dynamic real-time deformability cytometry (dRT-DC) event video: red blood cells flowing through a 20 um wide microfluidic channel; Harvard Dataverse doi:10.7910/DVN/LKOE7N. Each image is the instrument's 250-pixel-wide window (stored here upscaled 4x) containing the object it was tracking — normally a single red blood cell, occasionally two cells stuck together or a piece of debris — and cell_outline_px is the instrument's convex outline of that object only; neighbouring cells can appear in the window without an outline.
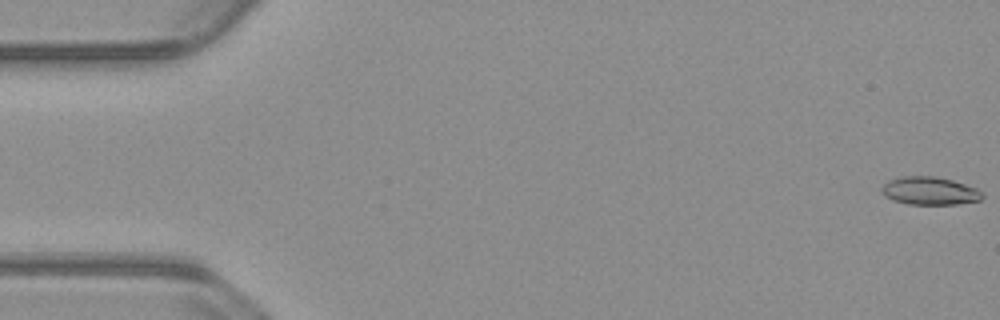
{"species": "common noctule bat (a hibernating species)", "species_latin": "Nyctalus noctula", "temperature_condition": "warm", "stored_images_in_passage": 55, "camera_frame_rate_fps": 3000, "um_per_image_px": 0.085, "animal": {"sex": "male", "body_mass_g": 23.1, "forearm_length_mm": 52.7}, "frame": {"image": 1, "passage_image": 1, "time_ms": 0.0, "image_size_px": [1000, 320], "cell_outline_px": [[984, 196], [980, 200], [956, 204], [908, 204], [892, 200], [884, 196], [880, 192], [880, 188], [888, 180], [900, 176], [936, 176], [952, 180], [976, 188], [984, 192]], "centroid_in_image_um": [78.99, 16.22], "position_along_channel_um": 6.0, "area_um2": 16.59}}
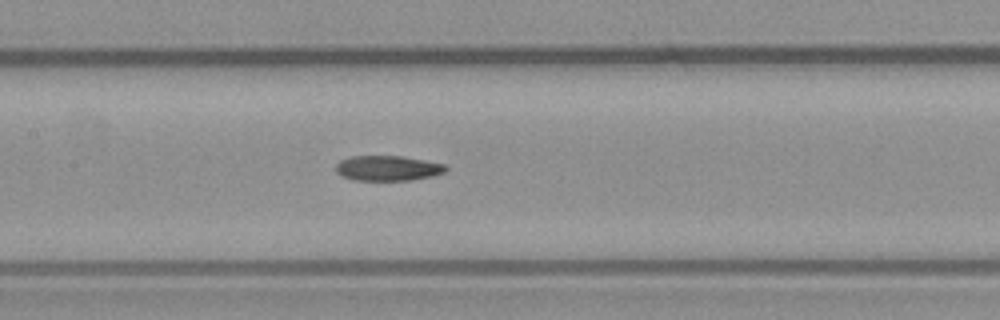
{"frame": {"image": 2, "passage_image": 26, "time_ms": 8.333, "image_size_px": [1000, 320], "cell_outline_px": [[448, 168], [444, 172], [432, 176], [412, 180], [352, 180], [340, 176], [336, 172], [336, 164], [340, 160], [352, 156], [404, 156], [444, 164]], "centroid_in_image_um": [32.93, 14.3], "position_along_channel_um": 174.5, "area_um2": 16.18}}
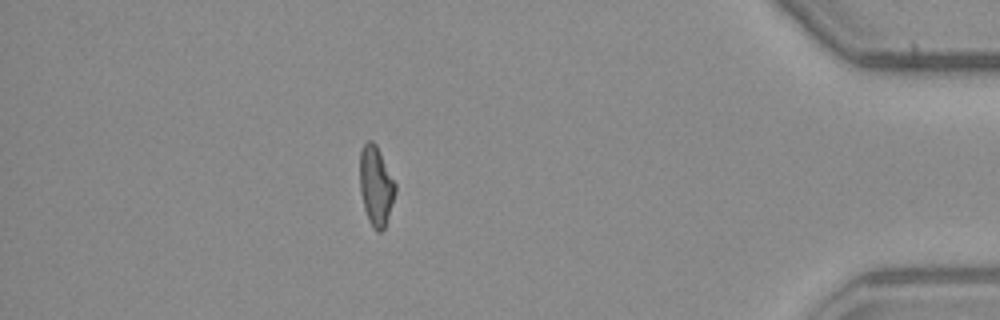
{"frame": {"image": 3, "passage_image": 48, "time_ms": 15.667, "image_size_px": [1000, 320], "cell_outline_px": [[396, 192], [384, 228], [380, 232], [376, 232], [372, 228], [368, 220], [364, 208], [360, 192], [360, 152], [364, 144], [368, 140], [372, 140], [376, 144], [396, 184]], "centroid_in_image_um": [31.95, 15.81], "position_along_channel_um": 403.3, "area_um2": 16.42}, "authors_computed_cell_mechanics": {"area_um2": 16.6464, "velocity_mm_per_s": 3.8245, "shape_relaxation_time_tau1_ms": 10.7543, "shape_relaxation_time_tau2_ms": null, "deformation_change_tau1": 0.2624, "deformation_change_tau2": null}}